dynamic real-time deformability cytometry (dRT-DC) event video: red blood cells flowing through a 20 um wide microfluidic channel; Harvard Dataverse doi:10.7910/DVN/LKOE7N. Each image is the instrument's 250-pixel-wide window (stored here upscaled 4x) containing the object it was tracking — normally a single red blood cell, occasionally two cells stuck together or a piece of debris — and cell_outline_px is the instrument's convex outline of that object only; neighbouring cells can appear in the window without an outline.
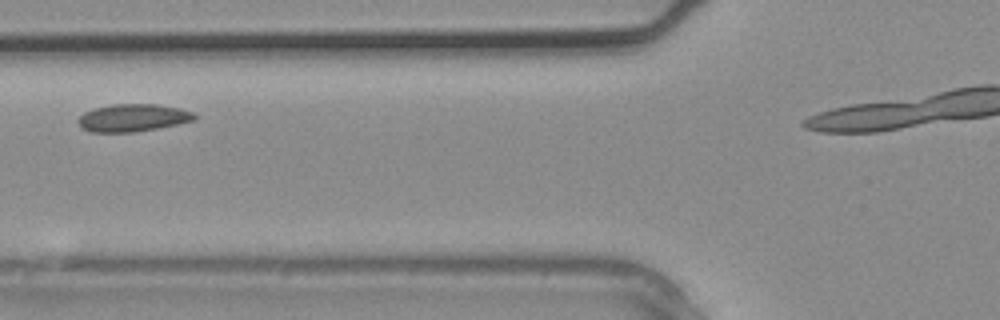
{"species": "common noctule bat (a hibernating species)", "species_latin": "Nyctalus noctula", "temperature_condition": "warm", "stored_images_in_passage": 4, "camera_frame_rate_fps": 3000, "um_per_image_px": 0.085, "animal": {"sex": "male", "body_mass_g": 20.4}, "frame": {"image": 1, "passage_image": 3, "time_ms": 0.667, "image_size_px": [1000, 320], "cell_outline_px": [[196, 120], [180, 124], [132, 132], [88, 132], [80, 128], [76, 120], [84, 112], [92, 108], [112, 104], [156, 104], [180, 108], [192, 112], [196, 116]], "centroid_in_image_um": [11.25, 10.01], "position_along_channel_um": 114.5, "area_um2": 18.9}}